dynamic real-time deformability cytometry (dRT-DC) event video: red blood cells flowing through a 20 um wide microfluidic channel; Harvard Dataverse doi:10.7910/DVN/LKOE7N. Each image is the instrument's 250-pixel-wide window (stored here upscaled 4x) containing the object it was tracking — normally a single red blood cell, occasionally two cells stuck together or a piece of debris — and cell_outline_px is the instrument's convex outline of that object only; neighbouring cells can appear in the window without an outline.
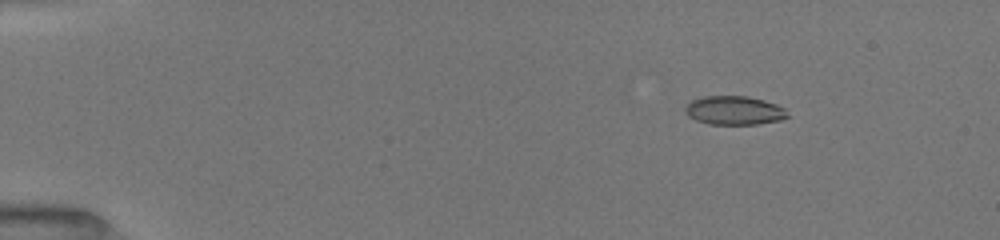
{"species": "common noctule bat (a hibernating species)", "species_latin": "Nyctalus noctula", "temperature_condition": "room temperature", "stored_images_in_passage": 45, "camera_frame_rate_fps": 3000, "um_per_image_px": 0.085, "animal": {"sex": "female", "body_mass_g": 19.5, "forearm_length_mm": 54.1}, "frame": {"image": 1, "passage_image": 1, "time_ms": 0.0, "image_size_px": [1000, 240], "cell_outline_px": [[788, 116], [780, 120], [756, 124], [708, 124], [696, 120], [688, 116], [684, 112], [684, 108], [692, 100], [704, 96], [748, 96], [764, 100], [776, 104], [784, 108]], "centroid_in_image_um": [62.38, 9.38], "position_along_channel_um": 22.6, "area_um2": 17.11}}
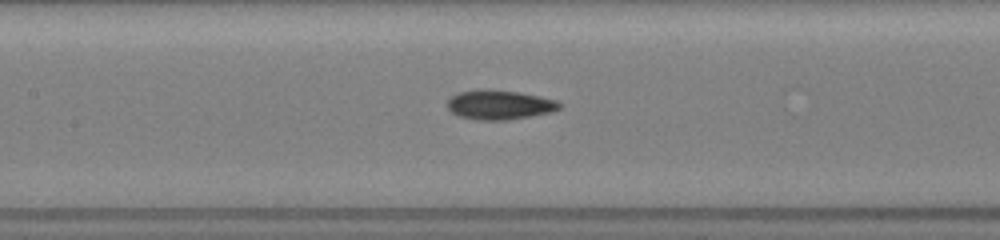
{"frame": {"image": 2, "passage_image": 19, "time_ms": 6.0, "image_size_px": [1000, 240], "cell_outline_px": [[564, 104], [560, 108], [548, 112], [508, 120], [476, 120], [460, 116], [452, 112], [448, 108], [448, 100], [456, 92], [480, 88], [488, 88], [520, 92], [540, 96], [556, 100]], "centroid_in_image_um": [42.44, 8.88], "position_along_channel_um": 165.0, "area_um2": 19.42}}
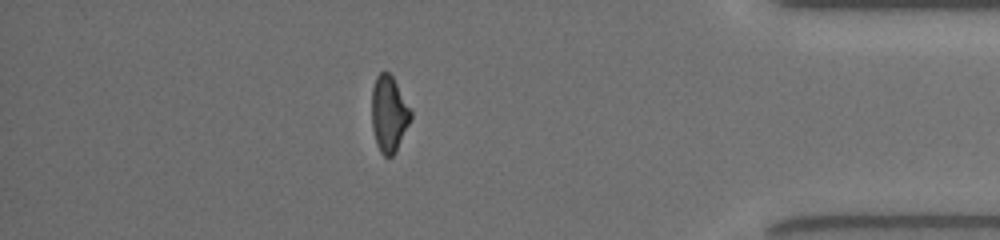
{"frame": {"image": 3, "passage_image": 39, "time_ms": 12.667, "image_size_px": [1000, 240], "cell_outline_px": [[412, 116], [396, 152], [392, 156], [384, 156], [380, 152], [376, 144], [372, 128], [372, 88], [376, 76], [380, 72], [388, 72], [392, 76], [412, 112]], "centroid_in_image_um": [33.04, 9.7], "position_along_channel_um": 402.2, "area_um2": 17.22}, "authors_computed_cell_mechanics": {"area_um2": 18.0914, "velocity_mm_per_s": 4.0406, "shape_relaxation_time_tau1_ms": null, "shape_relaxation_time_tau2_ms": 4.1167, "deformation_change_tau1": null, "deformation_change_tau2": 0.1058}}